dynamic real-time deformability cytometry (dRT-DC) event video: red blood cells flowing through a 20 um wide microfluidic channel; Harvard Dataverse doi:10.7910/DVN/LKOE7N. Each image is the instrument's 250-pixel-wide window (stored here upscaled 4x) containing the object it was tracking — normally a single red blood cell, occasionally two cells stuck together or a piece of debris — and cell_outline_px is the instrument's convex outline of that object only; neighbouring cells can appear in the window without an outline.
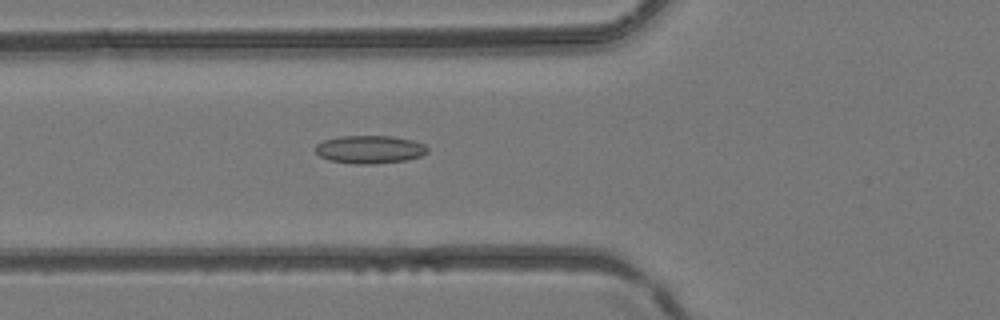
{"species": "common noctule bat (a hibernating species)", "species_latin": "Nyctalus noctula", "temperature_condition": "room temperature", "stored_images_in_passage": 36, "camera_frame_rate_fps": 3000, "um_per_image_px": 0.085, "animal": {"sex": "female", "body_mass_g": 24.6, "forearm_length_mm": 56.2}, "frame": {"image": 1, "passage_image": 7, "time_ms": 2.0, "image_size_px": [1000, 320], "cell_outline_px": [[428, 152], [420, 156], [404, 160], [376, 164], [356, 164], [328, 160], [320, 156], [316, 152], [316, 144], [324, 140], [340, 136], [392, 136], [412, 140], [424, 144], [428, 148]], "centroid_in_image_um": [31.42, 12.7], "position_along_channel_um": 94.4, "area_um2": 18.26}}
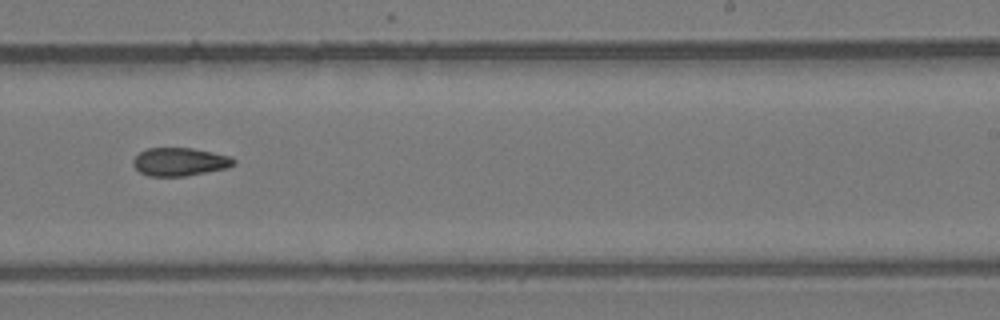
{"frame": {"image": 2, "passage_image": 19, "time_ms": 6.0, "image_size_px": [1000, 320], "cell_outline_px": [[236, 164], [228, 168], [184, 176], [148, 176], [140, 172], [132, 164], [132, 160], [140, 152], [148, 148], [192, 148], [232, 156], [236, 160]], "centroid_in_image_um": [15.31, 13.75], "position_along_channel_um": 273.7, "area_um2": 16.59}}
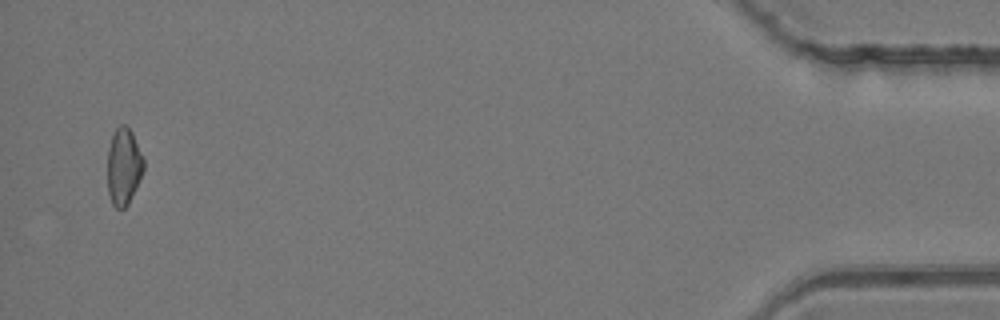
{"frame": {"image": 3, "passage_image": 35, "time_ms": 11.333, "image_size_px": [1000, 320], "cell_outline_px": [[144, 168], [128, 204], [124, 208], [116, 208], [112, 204], [108, 192], [108, 148], [112, 136], [116, 128], [120, 124], [124, 124], [132, 132], [144, 160]], "centroid_in_image_um": [10.5, 14.14], "position_along_channel_um": 424.7, "area_um2": 15.95}}